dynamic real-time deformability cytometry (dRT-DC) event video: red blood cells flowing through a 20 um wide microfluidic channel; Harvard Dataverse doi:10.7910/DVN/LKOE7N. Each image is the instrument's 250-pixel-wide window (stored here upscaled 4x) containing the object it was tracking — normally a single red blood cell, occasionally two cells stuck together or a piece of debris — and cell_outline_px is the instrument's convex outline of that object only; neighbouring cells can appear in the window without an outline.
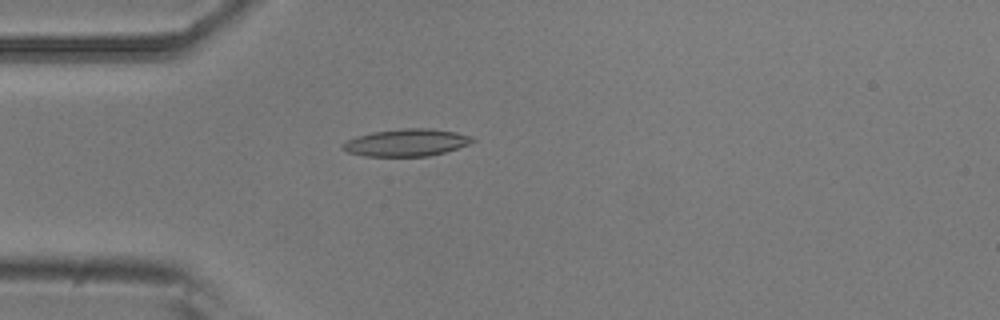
{"species": "common noctule bat (a hibernating species)", "species_latin": "Nyctalus noctula", "temperature_condition": "room temperature", "stored_images_in_passage": 3, "camera_frame_rate_fps": 3000, "um_per_image_px": 0.085, "animal": {"sex": "male", "body_mass_g": 20.5, "forearm_length_mm": 52.5}, "frame": {"image": 1, "passage_image": 3, "time_ms": 0.667, "image_size_px": [1000, 320], "cell_outline_px": [[476, 140], [468, 144], [444, 152], [428, 156], [364, 156], [348, 152], [340, 148], [340, 144], [356, 136], [372, 132], [404, 128], [432, 128], [456, 132], [472, 136]], "centroid_in_image_um": [34.52, 12.11], "position_along_channel_um": 50.5, "area_um2": 20.63}}